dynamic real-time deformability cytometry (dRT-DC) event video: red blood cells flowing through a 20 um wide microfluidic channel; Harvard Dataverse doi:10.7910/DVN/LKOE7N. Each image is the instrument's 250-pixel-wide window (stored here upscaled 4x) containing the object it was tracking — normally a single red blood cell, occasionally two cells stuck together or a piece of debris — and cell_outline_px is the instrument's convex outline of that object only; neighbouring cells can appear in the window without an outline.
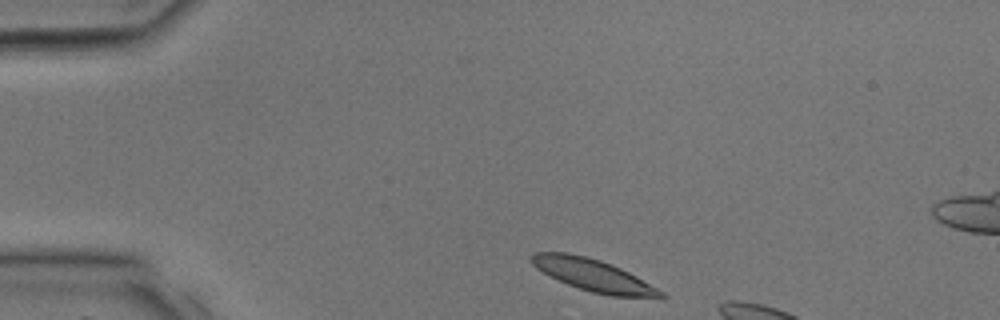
{"species": "common noctule bat (a hibernating species)", "species_latin": "Nyctalus noctula", "temperature_condition": "room temperature", "stored_images_in_passage": 4, "camera_frame_rate_fps": 3000, "um_per_image_px": 0.085, "animal": {"sex": "male", "body_mass_g": 17.9, "forearm_length_mm": 54.2}, "frame": {"image": 1, "passage_image": 1, "time_ms": 0.0, "image_size_px": [1000, 320], "cell_outline_px": [[668, 296], [664, 300], [660, 300], [612, 296], [592, 292], [568, 284], [548, 276], [536, 268], [532, 264], [532, 256], [536, 252], [568, 252], [600, 260], [612, 264], [636, 276], [664, 292]], "centroid_in_image_um": [50.54, 23.44], "position_along_channel_um": 34.5, "area_um2": 24.51}}